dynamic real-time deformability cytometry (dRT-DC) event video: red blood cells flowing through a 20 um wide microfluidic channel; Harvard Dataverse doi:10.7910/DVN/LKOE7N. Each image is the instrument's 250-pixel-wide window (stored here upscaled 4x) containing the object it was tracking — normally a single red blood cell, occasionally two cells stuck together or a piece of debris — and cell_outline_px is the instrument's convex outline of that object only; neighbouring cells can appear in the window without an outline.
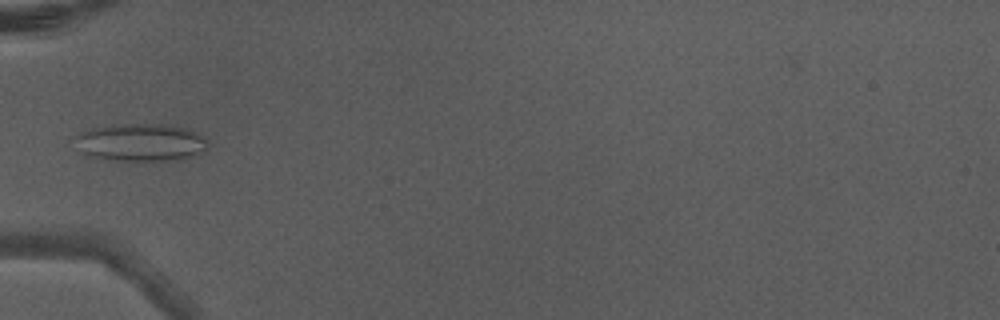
{"species": "Egyptian fruit bat (a non-hibernating species)", "species_latin": "Rousettus aegyptiacus", "temperature_condition": "warm", "stored_images_in_passage": 7, "camera_frame_rate_fps": 3000, "um_per_image_px": 0.085, "animal": {"sex": "male"}, "frame": {"image": 1, "passage_image": 6, "time_ms": 1.667, "image_size_px": [1000, 320], "cell_outline_px": [[208, 144], [204, 152], [196, 156], [184, 160], [116, 160], [88, 156], [84, 152], [76, 140], [76, 136], [80, 132], [92, 128], [108, 124], [160, 124], [188, 128], [204, 136], [208, 140]], "centroid_in_image_um": [12.05, 12.1], "position_along_channel_um": 72.9, "area_um2": 29.3}}